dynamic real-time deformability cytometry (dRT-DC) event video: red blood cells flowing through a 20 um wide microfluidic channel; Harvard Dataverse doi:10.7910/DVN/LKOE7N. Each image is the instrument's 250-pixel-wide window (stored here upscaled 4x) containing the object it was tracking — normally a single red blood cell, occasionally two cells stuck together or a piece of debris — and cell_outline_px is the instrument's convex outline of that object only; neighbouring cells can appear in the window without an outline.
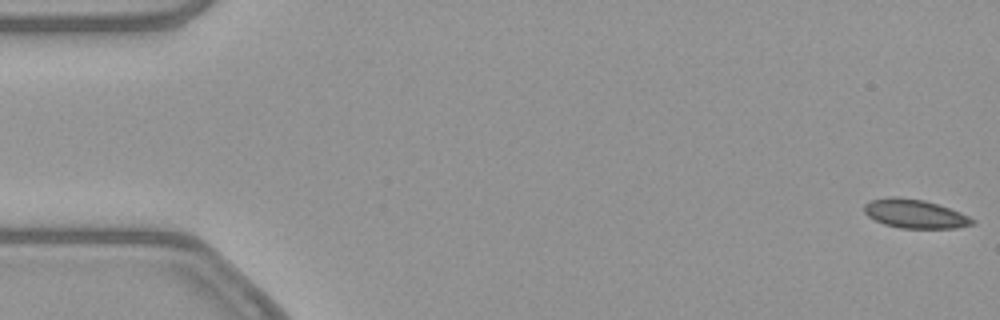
{"species": "common noctule bat (a hibernating species)", "species_latin": "Nyctalus noctula", "temperature_condition": "warm", "stored_images_in_passage": 55, "camera_frame_rate_fps": 3000, "um_per_image_px": 0.085, "animal": {"sex": "female", "body_mass_g": 21.9}, "frame": {"image": 1, "passage_image": 1, "time_ms": 0.0, "image_size_px": [1000, 320], "cell_outline_px": [[976, 224], [956, 228], [900, 228], [884, 224], [868, 216], [864, 212], [864, 204], [872, 200], [892, 196], [896, 196], [924, 200], [960, 212], [976, 220]], "centroid_in_image_um": [77.78, 18.18], "position_along_channel_um": 7.2, "area_um2": 18.09}}
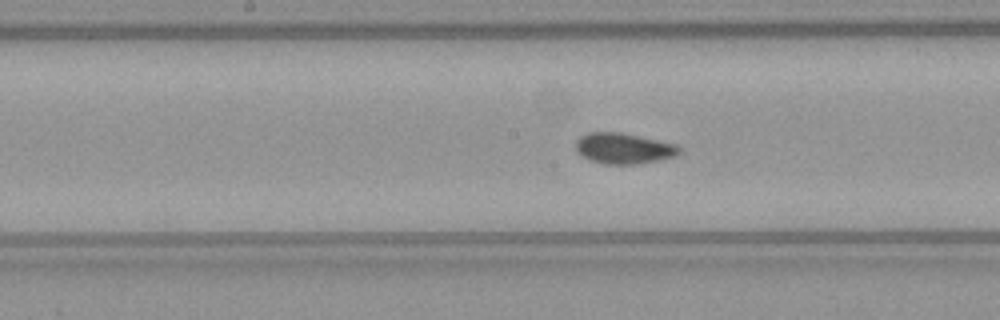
{"frame": {"image": 2, "passage_image": 27, "time_ms": 8.667, "image_size_px": [1000, 320], "cell_outline_px": [[680, 152], [676, 156], [636, 164], [604, 164], [592, 160], [584, 156], [576, 148], [576, 140], [580, 136], [588, 132], [620, 132], [676, 144], [680, 148]], "centroid_in_image_um": [53.01, 12.6], "position_along_channel_um": 195.2, "area_um2": 18.26}}
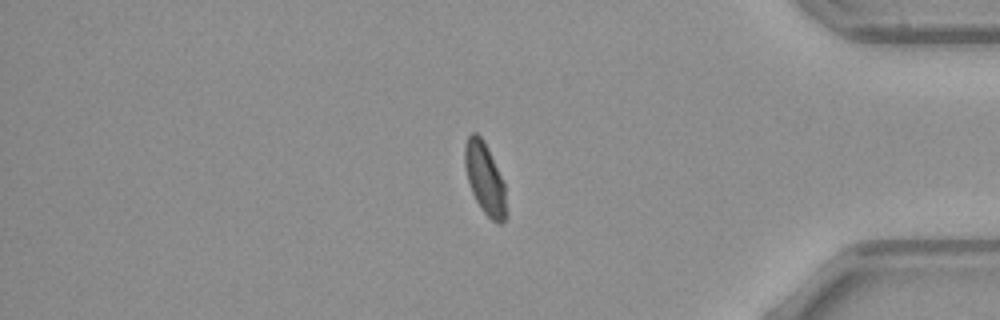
{"frame": {"image": 3, "passage_image": 45, "time_ms": 14.667, "image_size_px": [1000, 320], "cell_outline_px": [[508, 216], [500, 224], [496, 224], [480, 208], [472, 192], [468, 180], [464, 164], [464, 148], [468, 136], [472, 132], [476, 132], [484, 140], [504, 184], [508, 212]], "centroid_in_image_um": [41.23, 15.22], "position_along_channel_um": 394.0, "area_um2": 17.28}, "authors_computed_cell_mechanics": {"area_um2": 17.9758, "velocity_mm_per_s": 3.8333, "shape_relaxation_time_tau1_ms": 9.4646, "shape_relaxation_time_tau2_ms": null, "deformation_change_tau1": 0.1613, "deformation_change_tau2": null}}